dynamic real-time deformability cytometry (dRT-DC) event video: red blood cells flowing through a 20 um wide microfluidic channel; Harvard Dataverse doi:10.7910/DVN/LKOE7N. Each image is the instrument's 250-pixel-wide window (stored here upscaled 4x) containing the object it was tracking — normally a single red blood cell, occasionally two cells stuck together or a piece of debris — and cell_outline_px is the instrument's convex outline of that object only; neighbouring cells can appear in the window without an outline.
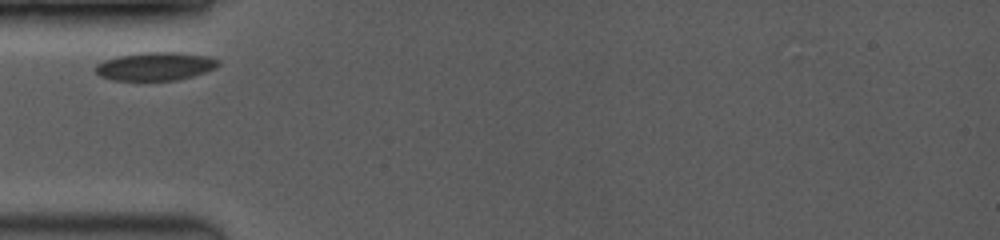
{"species": "common noctule bat (a hibernating species)", "species_latin": "Nyctalus noctula", "temperature_condition": "room temperature", "stored_images_in_passage": 19, "camera_frame_rate_fps": 3500, "um_per_image_px": 0.085, "animal": {"sex": "female", "body_mass_g": 19.0, "forearm_length_mm": 53.3}, "frame": {"image": 1, "passage_image": 1, "time_ms": 0.0, "image_size_px": [1000, 240], "cell_outline_px": [[220, 64], [216, 68], [192, 76], [176, 80], [112, 80], [100, 76], [92, 68], [96, 64], [104, 60], [116, 56], [144, 52], [176, 52], [208, 56], [220, 60]], "centroid_in_image_um": [13.18, 5.63], "position_along_channel_um": 71.8, "area_um2": 20.35}}
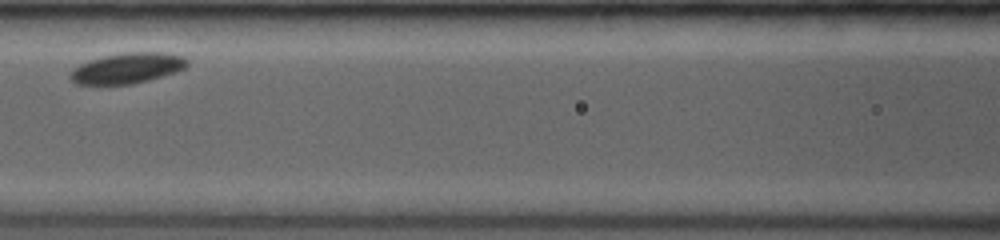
{"frame": {"image": 2, "passage_image": 6, "time_ms": 2.286, "image_size_px": [1000, 240], "cell_outline_px": [[188, 64], [184, 68], [176, 72], [148, 80], [132, 84], [76, 84], [68, 76], [72, 68], [88, 60], [104, 56], [124, 52], [164, 52], [184, 56], [188, 60]], "centroid_in_image_um": [10.81, 5.78], "position_along_channel_um": 155.8, "area_um2": 20.92}}
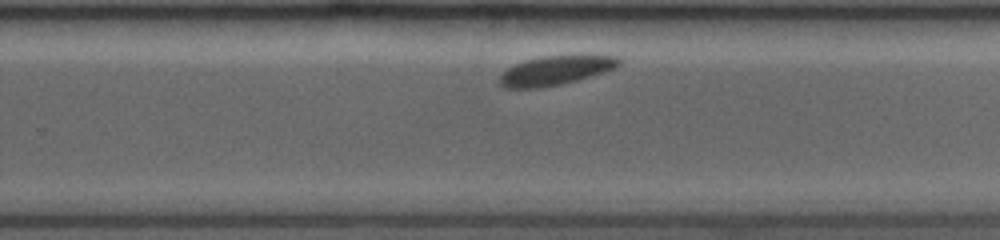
{"frame": {"image": 3, "passage_image": 17, "time_ms": 5.714, "image_size_px": [1000, 240], "cell_outline_px": [[620, 64], [616, 68], [604, 72], [576, 80], [560, 84], [540, 88], [508, 88], [500, 84], [500, 76], [508, 68], [524, 60], [544, 56], [616, 56], [620, 60]], "centroid_in_image_um": [47.21, 5.99], "position_along_channel_um": 282.6, "area_um2": 19.83}}